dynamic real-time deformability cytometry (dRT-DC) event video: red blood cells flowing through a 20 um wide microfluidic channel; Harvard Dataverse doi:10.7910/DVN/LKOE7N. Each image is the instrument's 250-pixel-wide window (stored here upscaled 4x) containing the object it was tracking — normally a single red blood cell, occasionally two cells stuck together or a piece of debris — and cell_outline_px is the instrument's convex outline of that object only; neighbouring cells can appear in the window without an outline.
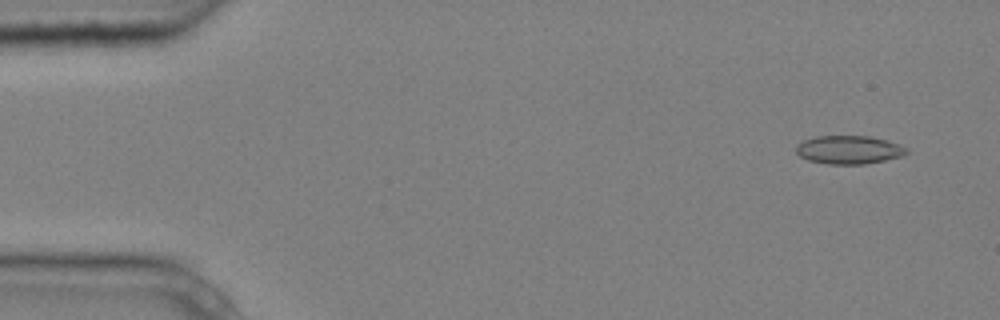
{"species": "common noctule bat (a hibernating species)", "species_latin": "Nyctalus noctula", "temperature_condition": "cold", "stored_images_in_passage": 5, "camera_frame_rate_fps": 3000, "um_per_image_px": 0.085, "animal": {"sex": "male", "body_mass_g": 20.4}, "frame": {"image": 1, "passage_image": 1, "time_ms": 0.0, "image_size_px": [1000, 320], "cell_outline_px": [[908, 152], [900, 156], [884, 160], [864, 164], [828, 164], [808, 160], [800, 156], [796, 152], [796, 144], [804, 140], [816, 136], [868, 136], [884, 140], [908, 148]], "centroid_in_image_um": [72.11, 12.73], "position_along_channel_um": 12.9, "area_um2": 18.03}}
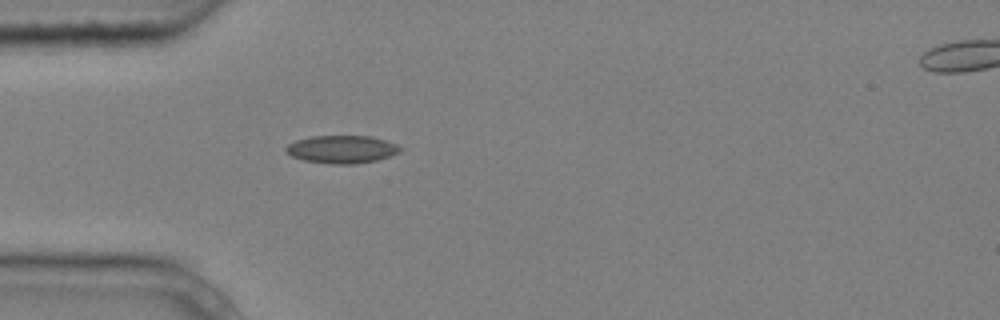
{"frame": {"image": 2, "passage_image": 4, "time_ms": 1.0, "image_size_px": [1000, 320], "cell_outline_px": [[404, 148], [400, 152], [376, 160], [356, 164], [332, 164], [304, 160], [292, 156], [284, 148], [288, 144], [296, 140], [312, 136], [368, 136], [384, 140], [396, 144]], "centroid_in_image_um": [29.06, 12.69], "position_along_channel_um": 55.9, "area_um2": 18.38}}